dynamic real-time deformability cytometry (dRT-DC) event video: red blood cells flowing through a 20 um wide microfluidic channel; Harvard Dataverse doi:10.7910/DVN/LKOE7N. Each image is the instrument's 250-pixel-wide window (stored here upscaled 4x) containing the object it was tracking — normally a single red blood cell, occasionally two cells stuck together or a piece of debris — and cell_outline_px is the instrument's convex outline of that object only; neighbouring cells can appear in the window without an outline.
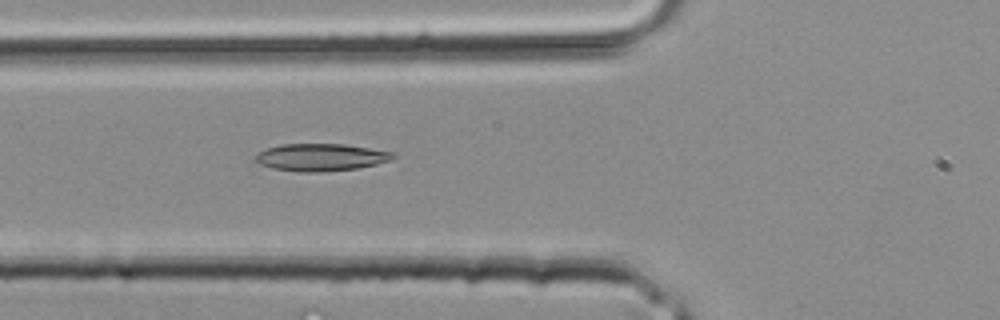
{"species": "common noctule bat (a hibernating species)", "species_latin": "Nyctalus noctula", "temperature_condition": "room temperature", "stored_images_in_passage": 26, "camera_frame_rate_fps": 3000, "um_per_image_px": 0.085, "animal": {"sex": "male", "body_mass_g": 20.4}, "frame": {"image": 1, "passage_image": 4, "time_ms": 1.0, "image_size_px": [1000, 320], "cell_outline_px": [[396, 156], [392, 160], [376, 164], [356, 168], [312, 172], [300, 172], [272, 168], [260, 164], [252, 160], [252, 156], [268, 148], [280, 144], [344, 144], [392, 152]], "centroid_in_image_um": [27.22, 13.36], "position_along_channel_um": 98.6, "area_um2": 21.79}}
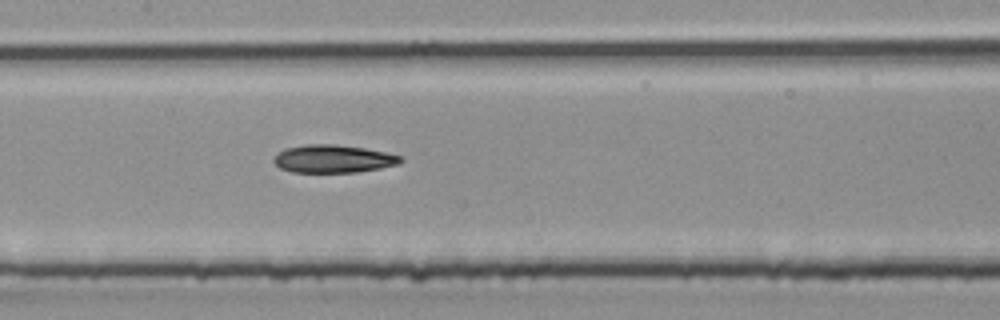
{"frame": {"image": 2, "passage_image": 8, "time_ms": 2.333, "image_size_px": [1000, 320], "cell_outline_px": [[404, 160], [400, 164], [380, 168], [356, 172], [292, 172], [280, 168], [272, 160], [284, 148], [308, 144], [336, 144], [364, 148], [384, 152], [400, 156]], "centroid_in_image_um": [28.33, 13.5], "position_along_channel_um": 179.1, "area_um2": 20.52}}
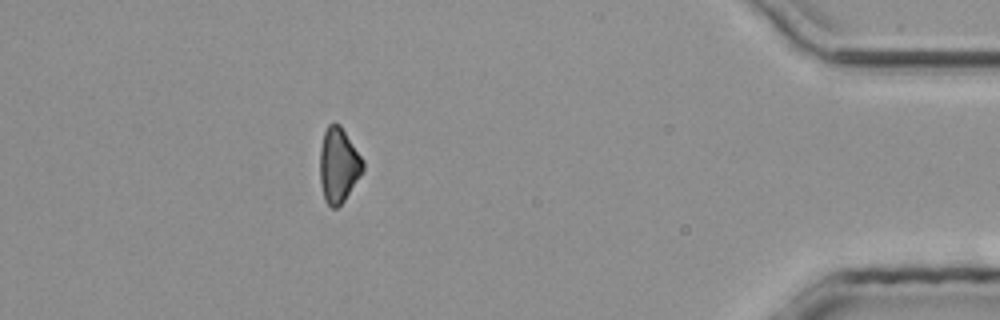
{"frame": {"image": 3, "passage_image": 22, "time_ms": 7.0, "image_size_px": [1000, 320], "cell_outline_px": [[364, 168], [344, 200], [336, 208], [332, 208], [324, 200], [320, 184], [320, 148], [324, 132], [328, 124], [340, 124], [364, 160]], "centroid_in_image_um": [28.76, 14.03], "position_along_channel_um": 406.4, "area_um2": 18.61}}